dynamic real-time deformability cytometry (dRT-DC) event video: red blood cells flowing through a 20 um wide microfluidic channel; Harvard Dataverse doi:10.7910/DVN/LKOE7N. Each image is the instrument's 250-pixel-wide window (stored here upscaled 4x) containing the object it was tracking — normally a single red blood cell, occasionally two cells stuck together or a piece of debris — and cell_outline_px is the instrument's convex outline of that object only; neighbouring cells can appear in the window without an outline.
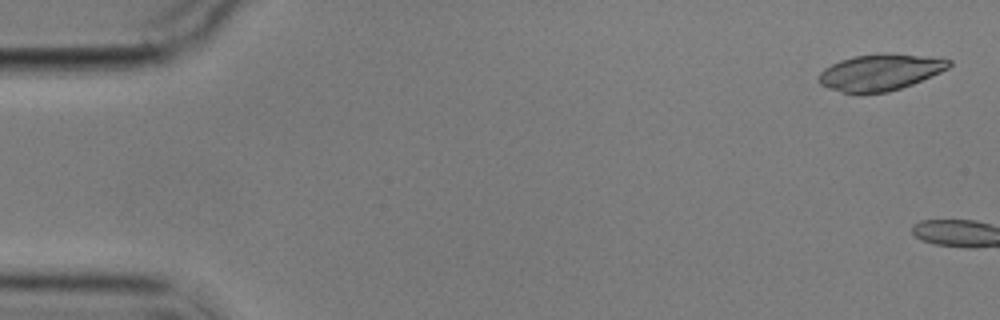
{"species": "common noctule bat (a hibernating species)", "species_latin": "Nyctalus noctula", "temperature_condition": "cold", "stored_images_in_passage": 4, "camera_frame_rate_fps": 3000, "um_per_image_px": 0.085, "animal": {"sex": "male", "body_mass_g": 17.9}, "frame": {"image": 1, "passage_image": 1, "time_ms": 0.0, "image_size_px": [1000, 320], "cell_outline_px": [[952, 64], [948, 68], [940, 72], [912, 84], [888, 92], [860, 96], [840, 92], [828, 88], [820, 84], [816, 80], [820, 72], [824, 68], [840, 60], [856, 56], [924, 56], [952, 60]], "centroid_in_image_um": [74.73, 6.23], "position_along_channel_um": 10.3, "area_um2": 27.17}}